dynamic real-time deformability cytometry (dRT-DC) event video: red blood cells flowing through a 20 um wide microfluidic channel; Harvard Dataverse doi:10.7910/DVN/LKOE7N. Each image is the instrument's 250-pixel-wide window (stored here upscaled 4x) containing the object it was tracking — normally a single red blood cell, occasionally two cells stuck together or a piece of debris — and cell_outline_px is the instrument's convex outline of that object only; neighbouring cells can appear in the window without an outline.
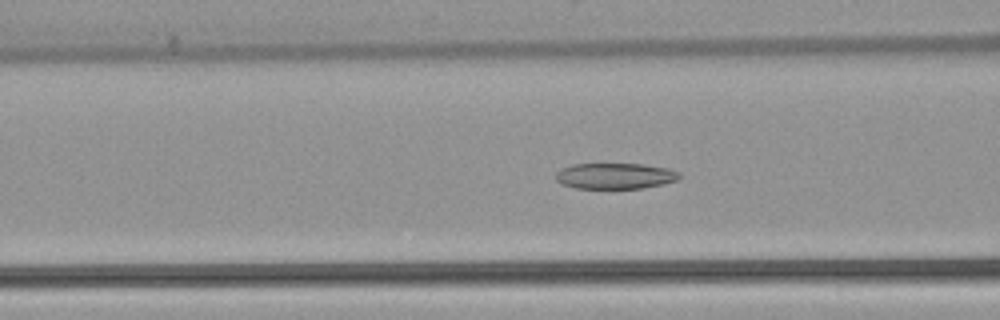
{"species": "common noctule bat (a hibernating species)", "species_latin": "Nyctalus noctula", "temperature_condition": "warm", "stored_images_in_passage": 29, "camera_frame_rate_fps": 3000, "um_per_image_px": 0.085, "animal": {"sex": "female", "body_mass_g": 22.7, "forearm_length_mm": 54.2}, "frame": {"image": 1, "passage_image": 6, "time_ms": 1.667, "image_size_px": [1000, 320], "cell_outline_px": [[680, 176], [676, 180], [664, 184], [644, 188], [576, 188], [560, 184], [556, 180], [556, 172], [560, 168], [572, 164], [644, 164], [668, 168], [680, 172]], "centroid_in_image_um": [52.27, 14.95], "position_along_channel_um": 114.3, "area_um2": 18.79}}
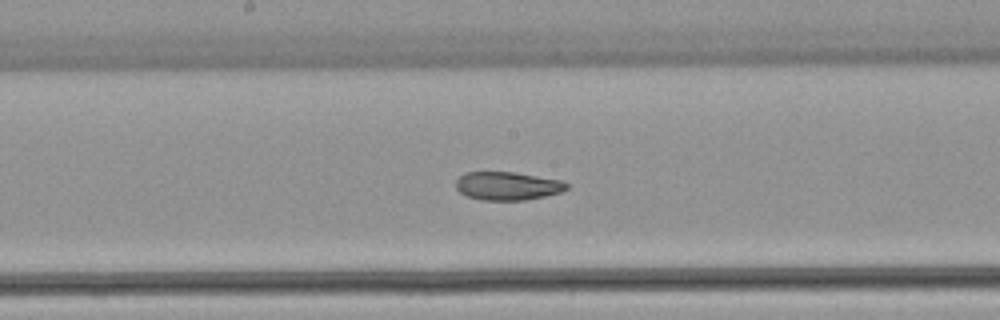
{"frame": {"image": 2, "passage_image": 13, "time_ms": 4.0, "image_size_px": [1000, 320], "cell_outline_px": [[568, 188], [560, 192], [544, 196], [524, 200], [480, 200], [468, 196], [460, 192], [456, 188], [456, 180], [464, 172], [516, 172], [560, 180], [568, 184]], "centroid_in_image_um": [43.11, 15.8], "position_along_channel_um": 205.1, "area_um2": 18.21}}
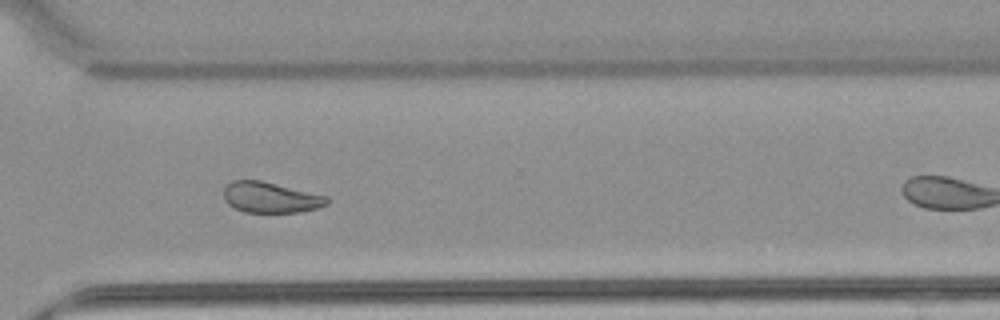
{"frame": {"image": 3, "passage_image": 24, "time_ms": 7.667, "image_size_px": [1000, 320], "cell_outline_px": [[328, 204], [316, 208], [300, 212], [244, 212], [228, 204], [224, 200], [224, 188], [232, 180], [260, 180], [328, 196]], "centroid_in_image_um": [22.99, 16.78], "position_along_channel_um": 347.6, "area_um2": 18.38}}